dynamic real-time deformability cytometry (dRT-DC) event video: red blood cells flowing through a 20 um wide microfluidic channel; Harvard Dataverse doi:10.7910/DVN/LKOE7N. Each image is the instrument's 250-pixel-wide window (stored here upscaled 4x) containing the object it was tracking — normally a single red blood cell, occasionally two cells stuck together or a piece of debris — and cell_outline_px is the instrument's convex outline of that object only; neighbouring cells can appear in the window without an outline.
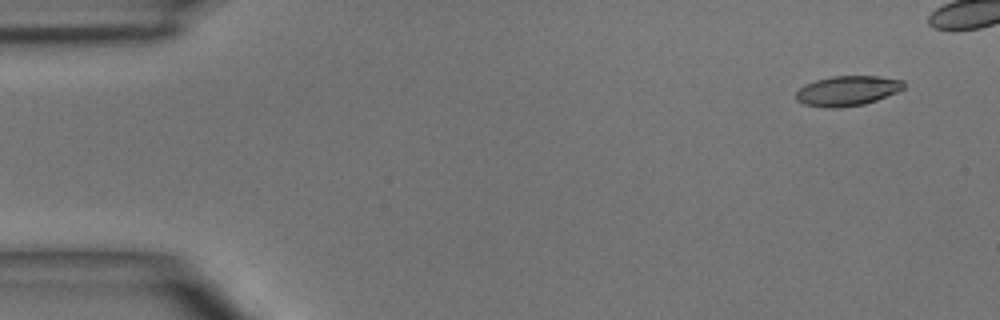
{"species": "common noctule bat (a hibernating species)", "species_latin": "Nyctalus noctula", "temperature_condition": "room temperature", "stored_images_in_passage": 5, "camera_frame_rate_fps": 3000, "um_per_image_px": 0.085, "animal": {"sex": "male", "body_mass_g": 15.6}, "frame": {"image": 1, "passage_image": 1, "time_ms": 0.0, "image_size_px": [1000, 320], "cell_outline_px": [[904, 88], [896, 92], [876, 100], [864, 104], [840, 108], [828, 108], [804, 104], [796, 100], [796, 92], [804, 84], [816, 80], [832, 76], [876, 76], [904, 80]], "centroid_in_image_um": [72.01, 7.72], "position_along_channel_um": 13.0, "area_um2": 18.79}}